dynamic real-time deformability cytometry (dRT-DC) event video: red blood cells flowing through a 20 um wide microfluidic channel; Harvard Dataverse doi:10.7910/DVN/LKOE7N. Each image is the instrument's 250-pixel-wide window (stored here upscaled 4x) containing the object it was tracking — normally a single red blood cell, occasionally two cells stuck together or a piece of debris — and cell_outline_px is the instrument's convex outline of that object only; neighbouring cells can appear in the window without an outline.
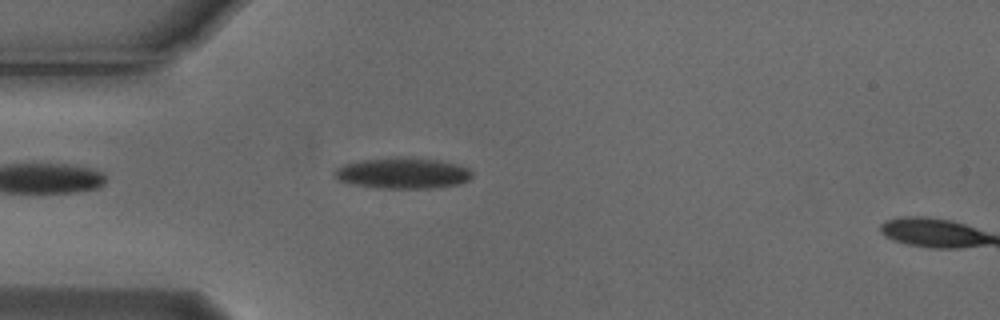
{"species": "Egyptian fruit bat (a non-hibernating species)", "species_latin": "Rousettus aegyptiacus", "temperature_condition": "cold", "stored_images_in_passage": 5, "camera_frame_rate_fps": 3000, "um_per_image_px": 0.085, "animal": {"sex": "male"}, "frame": {"image": 1, "passage_image": 4, "time_ms": 1.0, "image_size_px": [1000, 320], "cell_outline_px": [[472, 176], [468, 180], [456, 184], [428, 188], [380, 188], [356, 184], [336, 180], [332, 172], [336, 168], [344, 164], [360, 160], [400, 156], [408, 156], [436, 160], [456, 164], [468, 168], [472, 172]], "centroid_in_image_um": [34.18, 14.7], "position_along_channel_um": 50.8, "area_um2": 24.8}}